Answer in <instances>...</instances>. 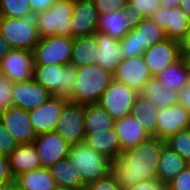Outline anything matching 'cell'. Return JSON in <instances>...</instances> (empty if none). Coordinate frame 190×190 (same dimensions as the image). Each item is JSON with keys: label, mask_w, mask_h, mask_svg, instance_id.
Segmentation results:
<instances>
[{"label": "cell", "mask_w": 190, "mask_h": 190, "mask_svg": "<svg viewBox=\"0 0 190 190\" xmlns=\"http://www.w3.org/2000/svg\"><path fill=\"white\" fill-rule=\"evenodd\" d=\"M165 144L190 163V128L171 135L165 140Z\"/></svg>", "instance_id": "836d02e7"}, {"label": "cell", "mask_w": 190, "mask_h": 190, "mask_svg": "<svg viewBox=\"0 0 190 190\" xmlns=\"http://www.w3.org/2000/svg\"><path fill=\"white\" fill-rule=\"evenodd\" d=\"M113 81V73L96 63L77 68L73 93L67 98L77 104L98 103L102 93Z\"/></svg>", "instance_id": "7a4b0ae2"}, {"label": "cell", "mask_w": 190, "mask_h": 190, "mask_svg": "<svg viewBox=\"0 0 190 190\" xmlns=\"http://www.w3.org/2000/svg\"><path fill=\"white\" fill-rule=\"evenodd\" d=\"M55 190H74V189L57 186Z\"/></svg>", "instance_id": "9f6ffc18"}, {"label": "cell", "mask_w": 190, "mask_h": 190, "mask_svg": "<svg viewBox=\"0 0 190 190\" xmlns=\"http://www.w3.org/2000/svg\"><path fill=\"white\" fill-rule=\"evenodd\" d=\"M84 143L110 160L118 158L123 152L114 128L94 134H85Z\"/></svg>", "instance_id": "603a6c76"}, {"label": "cell", "mask_w": 190, "mask_h": 190, "mask_svg": "<svg viewBox=\"0 0 190 190\" xmlns=\"http://www.w3.org/2000/svg\"><path fill=\"white\" fill-rule=\"evenodd\" d=\"M56 0H30L33 12H41L48 10Z\"/></svg>", "instance_id": "7dc6e473"}, {"label": "cell", "mask_w": 190, "mask_h": 190, "mask_svg": "<svg viewBox=\"0 0 190 190\" xmlns=\"http://www.w3.org/2000/svg\"><path fill=\"white\" fill-rule=\"evenodd\" d=\"M12 50L10 44L4 39L0 32V62L9 54Z\"/></svg>", "instance_id": "681fc988"}, {"label": "cell", "mask_w": 190, "mask_h": 190, "mask_svg": "<svg viewBox=\"0 0 190 190\" xmlns=\"http://www.w3.org/2000/svg\"><path fill=\"white\" fill-rule=\"evenodd\" d=\"M77 68L67 65H35L33 79L53 96L68 98L74 90Z\"/></svg>", "instance_id": "5b68a950"}, {"label": "cell", "mask_w": 190, "mask_h": 190, "mask_svg": "<svg viewBox=\"0 0 190 190\" xmlns=\"http://www.w3.org/2000/svg\"><path fill=\"white\" fill-rule=\"evenodd\" d=\"M120 47L125 59L139 56L138 37L132 30L120 40Z\"/></svg>", "instance_id": "d590c367"}, {"label": "cell", "mask_w": 190, "mask_h": 190, "mask_svg": "<svg viewBox=\"0 0 190 190\" xmlns=\"http://www.w3.org/2000/svg\"><path fill=\"white\" fill-rule=\"evenodd\" d=\"M178 103L190 112V82L178 92Z\"/></svg>", "instance_id": "bcb514c9"}, {"label": "cell", "mask_w": 190, "mask_h": 190, "mask_svg": "<svg viewBox=\"0 0 190 190\" xmlns=\"http://www.w3.org/2000/svg\"><path fill=\"white\" fill-rule=\"evenodd\" d=\"M68 102L67 98L52 96L40 107L28 111L36 135L56 130L57 121Z\"/></svg>", "instance_id": "8fae6325"}, {"label": "cell", "mask_w": 190, "mask_h": 190, "mask_svg": "<svg viewBox=\"0 0 190 190\" xmlns=\"http://www.w3.org/2000/svg\"><path fill=\"white\" fill-rule=\"evenodd\" d=\"M34 52L26 49H12L0 62V73L12 82L29 81L34 76Z\"/></svg>", "instance_id": "30bf717a"}, {"label": "cell", "mask_w": 190, "mask_h": 190, "mask_svg": "<svg viewBox=\"0 0 190 190\" xmlns=\"http://www.w3.org/2000/svg\"><path fill=\"white\" fill-rule=\"evenodd\" d=\"M13 82L5 75L0 73V107L8 109L13 106L12 100Z\"/></svg>", "instance_id": "8d00e7d4"}, {"label": "cell", "mask_w": 190, "mask_h": 190, "mask_svg": "<svg viewBox=\"0 0 190 190\" xmlns=\"http://www.w3.org/2000/svg\"><path fill=\"white\" fill-rule=\"evenodd\" d=\"M190 128V112L180 103L160 108L157 116L156 137L166 140L179 131Z\"/></svg>", "instance_id": "4fadbf2b"}, {"label": "cell", "mask_w": 190, "mask_h": 190, "mask_svg": "<svg viewBox=\"0 0 190 190\" xmlns=\"http://www.w3.org/2000/svg\"><path fill=\"white\" fill-rule=\"evenodd\" d=\"M66 159L77 168L86 185L112 173V160L85 143L71 145Z\"/></svg>", "instance_id": "3957f363"}, {"label": "cell", "mask_w": 190, "mask_h": 190, "mask_svg": "<svg viewBox=\"0 0 190 190\" xmlns=\"http://www.w3.org/2000/svg\"><path fill=\"white\" fill-rule=\"evenodd\" d=\"M73 3L74 0H56L48 10L38 13L40 39L55 35L72 37Z\"/></svg>", "instance_id": "8992f818"}, {"label": "cell", "mask_w": 190, "mask_h": 190, "mask_svg": "<svg viewBox=\"0 0 190 190\" xmlns=\"http://www.w3.org/2000/svg\"><path fill=\"white\" fill-rule=\"evenodd\" d=\"M99 15L110 14L118 10H124L128 0H92Z\"/></svg>", "instance_id": "74e56055"}, {"label": "cell", "mask_w": 190, "mask_h": 190, "mask_svg": "<svg viewBox=\"0 0 190 190\" xmlns=\"http://www.w3.org/2000/svg\"><path fill=\"white\" fill-rule=\"evenodd\" d=\"M0 157H5L4 153L0 149Z\"/></svg>", "instance_id": "6f0895ef"}, {"label": "cell", "mask_w": 190, "mask_h": 190, "mask_svg": "<svg viewBox=\"0 0 190 190\" xmlns=\"http://www.w3.org/2000/svg\"><path fill=\"white\" fill-rule=\"evenodd\" d=\"M14 183L22 190H55L57 185L49 168H39L14 178Z\"/></svg>", "instance_id": "4316f807"}, {"label": "cell", "mask_w": 190, "mask_h": 190, "mask_svg": "<svg viewBox=\"0 0 190 190\" xmlns=\"http://www.w3.org/2000/svg\"><path fill=\"white\" fill-rule=\"evenodd\" d=\"M20 144L10 132L0 124V149L5 156H9Z\"/></svg>", "instance_id": "b9f144b4"}, {"label": "cell", "mask_w": 190, "mask_h": 190, "mask_svg": "<svg viewBox=\"0 0 190 190\" xmlns=\"http://www.w3.org/2000/svg\"><path fill=\"white\" fill-rule=\"evenodd\" d=\"M49 171L57 186L74 190H86L87 185L83 182L79 171L67 159L55 162L49 167Z\"/></svg>", "instance_id": "484cf974"}, {"label": "cell", "mask_w": 190, "mask_h": 190, "mask_svg": "<svg viewBox=\"0 0 190 190\" xmlns=\"http://www.w3.org/2000/svg\"><path fill=\"white\" fill-rule=\"evenodd\" d=\"M86 190H122L113 173L89 183Z\"/></svg>", "instance_id": "ab89813d"}, {"label": "cell", "mask_w": 190, "mask_h": 190, "mask_svg": "<svg viewBox=\"0 0 190 190\" xmlns=\"http://www.w3.org/2000/svg\"><path fill=\"white\" fill-rule=\"evenodd\" d=\"M98 45L95 36L74 37L70 64L76 68L94 64L97 60Z\"/></svg>", "instance_id": "d4e9b609"}, {"label": "cell", "mask_w": 190, "mask_h": 190, "mask_svg": "<svg viewBox=\"0 0 190 190\" xmlns=\"http://www.w3.org/2000/svg\"><path fill=\"white\" fill-rule=\"evenodd\" d=\"M2 125L19 144H30L36 138L28 111L10 107L5 110Z\"/></svg>", "instance_id": "d6986e66"}, {"label": "cell", "mask_w": 190, "mask_h": 190, "mask_svg": "<svg viewBox=\"0 0 190 190\" xmlns=\"http://www.w3.org/2000/svg\"><path fill=\"white\" fill-rule=\"evenodd\" d=\"M94 36L99 50L97 52L96 64L104 70L113 73L116 67L125 60L120 47V40L99 31Z\"/></svg>", "instance_id": "ffe728a7"}, {"label": "cell", "mask_w": 190, "mask_h": 190, "mask_svg": "<svg viewBox=\"0 0 190 190\" xmlns=\"http://www.w3.org/2000/svg\"><path fill=\"white\" fill-rule=\"evenodd\" d=\"M189 163H187L177 152H174L166 144L162 147V154L158 166V180L167 184L176 175L183 171Z\"/></svg>", "instance_id": "83f0119b"}, {"label": "cell", "mask_w": 190, "mask_h": 190, "mask_svg": "<svg viewBox=\"0 0 190 190\" xmlns=\"http://www.w3.org/2000/svg\"><path fill=\"white\" fill-rule=\"evenodd\" d=\"M11 184H0V190H8V187L10 186Z\"/></svg>", "instance_id": "11a10c76"}, {"label": "cell", "mask_w": 190, "mask_h": 190, "mask_svg": "<svg viewBox=\"0 0 190 190\" xmlns=\"http://www.w3.org/2000/svg\"><path fill=\"white\" fill-rule=\"evenodd\" d=\"M152 77L143 56L125 59L113 72V79L125 83L140 92Z\"/></svg>", "instance_id": "ac0fdd59"}, {"label": "cell", "mask_w": 190, "mask_h": 190, "mask_svg": "<svg viewBox=\"0 0 190 190\" xmlns=\"http://www.w3.org/2000/svg\"><path fill=\"white\" fill-rule=\"evenodd\" d=\"M38 12H29L22 18L0 17V32L12 49L33 51L38 44Z\"/></svg>", "instance_id": "277c9868"}, {"label": "cell", "mask_w": 190, "mask_h": 190, "mask_svg": "<svg viewBox=\"0 0 190 190\" xmlns=\"http://www.w3.org/2000/svg\"><path fill=\"white\" fill-rule=\"evenodd\" d=\"M128 3L135 6L144 18H151L160 9V0H128Z\"/></svg>", "instance_id": "f35d334b"}, {"label": "cell", "mask_w": 190, "mask_h": 190, "mask_svg": "<svg viewBox=\"0 0 190 190\" xmlns=\"http://www.w3.org/2000/svg\"><path fill=\"white\" fill-rule=\"evenodd\" d=\"M99 12L92 0H74L71 17L72 38L92 36L97 32Z\"/></svg>", "instance_id": "e0dca14e"}, {"label": "cell", "mask_w": 190, "mask_h": 190, "mask_svg": "<svg viewBox=\"0 0 190 190\" xmlns=\"http://www.w3.org/2000/svg\"><path fill=\"white\" fill-rule=\"evenodd\" d=\"M73 38L50 36L39 40L35 46V65H67L70 64Z\"/></svg>", "instance_id": "ba28073f"}, {"label": "cell", "mask_w": 190, "mask_h": 190, "mask_svg": "<svg viewBox=\"0 0 190 190\" xmlns=\"http://www.w3.org/2000/svg\"><path fill=\"white\" fill-rule=\"evenodd\" d=\"M14 177L11 174L9 158L5 156L0 159V184H13Z\"/></svg>", "instance_id": "f6af8a7d"}, {"label": "cell", "mask_w": 190, "mask_h": 190, "mask_svg": "<svg viewBox=\"0 0 190 190\" xmlns=\"http://www.w3.org/2000/svg\"><path fill=\"white\" fill-rule=\"evenodd\" d=\"M53 95L37 83L34 79L29 81L13 82L12 100L13 106L31 111L40 107Z\"/></svg>", "instance_id": "9a60e30c"}, {"label": "cell", "mask_w": 190, "mask_h": 190, "mask_svg": "<svg viewBox=\"0 0 190 190\" xmlns=\"http://www.w3.org/2000/svg\"><path fill=\"white\" fill-rule=\"evenodd\" d=\"M180 1L181 0H160L161 6L168 9L179 7Z\"/></svg>", "instance_id": "f907efd6"}, {"label": "cell", "mask_w": 190, "mask_h": 190, "mask_svg": "<svg viewBox=\"0 0 190 190\" xmlns=\"http://www.w3.org/2000/svg\"><path fill=\"white\" fill-rule=\"evenodd\" d=\"M97 31L121 40L131 30L128 28L126 9L99 15Z\"/></svg>", "instance_id": "1f68e13d"}, {"label": "cell", "mask_w": 190, "mask_h": 190, "mask_svg": "<svg viewBox=\"0 0 190 190\" xmlns=\"http://www.w3.org/2000/svg\"><path fill=\"white\" fill-rule=\"evenodd\" d=\"M125 190H167V184L161 183L158 179L141 181Z\"/></svg>", "instance_id": "7bdbcfd3"}, {"label": "cell", "mask_w": 190, "mask_h": 190, "mask_svg": "<svg viewBox=\"0 0 190 190\" xmlns=\"http://www.w3.org/2000/svg\"><path fill=\"white\" fill-rule=\"evenodd\" d=\"M32 144L40 158L41 168H49L55 162L66 159L71 146L55 131L38 134Z\"/></svg>", "instance_id": "7c38bea8"}, {"label": "cell", "mask_w": 190, "mask_h": 190, "mask_svg": "<svg viewBox=\"0 0 190 190\" xmlns=\"http://www.w3.org/2000/svg\"><path fill=\"white\" fill-rule=\"evenodd\" d=\"M165 140L150 137L135 147L123 150L112 160V173L122 190L141 181L158 179V166Z\"/></svg>", "instance_id": "6da1fadb"}, {"label": "cell", "mask_w": 190, "mask_h": 190, "mask_svg": "<svg viewBox=\"0 0 190 190\" xmlns=\"http://www.w3.org/2000/svg\"><path fill=\"white\" fill-rule=\"evenodd\" d=\"M85 105L68 102L56 125L55 132L70 145L84 143Z\"/></svg>", "instance_id": "9c48e42d"}, {"label": "cell", "mask_w": 190, "mask_h": 190, "mask_svg": "<svg viewBox=\"0 0 190 190\" xmlns=\"http://www.w3.org/2000/svg\"><path fill=\"white\" fill-rule=\"evenodd\" d=\"M139 41V56L154 44L167 40L165 30L151 18H144L133 30Z\"/></svg>", "instance_id": "f1b7e54d"}, {"label": "cell", "mask_w": 190, "mask_h": 190, "mask_svg": "<svg viewBox=\"0 0 190 190\" xmlns=\"http://www.w3.org/2000/svg\"><path fill=\"white\" fill-rule=\"evenodd\" d=\"M125 9L128 28L133 30L144 19V17L135 6H132L129 3H127Z\"/></svg>", "instance_id": "ee69618b"}, {"label": "cell", "mask_w": 190, "mask_h": 190, "mask_svg": "<svg viewBox=\"0 0 190 190\" xmlns=\"http://www.w3.org/2000/svg\"><path fill=\"white\" fill-rule=\"evenodd\" d=\"M179 7L184 11L190 20V0H181Z\"/></svg>", "instance_id": "816d5d0a"}, {"label": "cell", "mask_w": 190, "mask_h": 190, "mask_svg": "<svg viewBox=\"0 0 190 190\" xmlns=\"http://www.w3.org/2000/svg\"><path fill=\"white\" fill-rule=\"evenodd\" d=\"M12 176L41 168L40 158L32 143L20 144L9 156Z\"/></svg>", "instance_id": "cb8c5ba5"}, {"label": "cell", "mask_w": 190, "mask_h": 190, "mask_svg": "<svg viewBox=\"0 0 190 190\" xmlns=\"http://www.w3.org/2000/svg\"><path fill=\"white\" fill-rule=\"evenodd\" d=\"M159 107L139 95L132 106L131 115L146 129L151 137H156Z\"/></svg>", "instance_id": "f546056e"}, {"label": "cell", "mask_w": 190, "mask_h": 190, "mask_svg": "<svg viewBox=\"0 0 190 190\" xmlns=\"http://www.w3.org/2000/svg\"><path fill=\"white\" fill-rule=\"evenodd\" d=\"M122 150L135 147L151 136L132 115L116 120L114 124Z\"/></svg>", "instance_id": "7402d4cb"}, {"label": "cell", "mask_w": 190, "mask_h": 190, "mask_svg": "<svg viewBox=\"0 0 190 190\" xmlns=\"http://www.w3.org/2000/svg\"><path fill=\"white\" fill-rule=\"evenodd\" d=\"M181 56L190 62V30L186 38L181 42Z\"/></svg>", "instance_id": "c3c4849f"}, {"label": "cell", "mask_w": 190, "mask_h": 190, "mask_svg": "<svg viewBox=\"0 0 190 190\" xmlns=\"http://www.w3.org/2000/svg\"><path fill=\"white\" fill-rule=\"evenodd\" d=\"M156 77L160 79L163 90L179 92L185 84L190 82V62L181 56L176 62L157 74Z\"/></svg>", "instance_id": "44dd1931"}, {"label": "cell", "mask_w": 190, "mask_h": 190, "mask_svg": "<svg viewBox=\"0 0 190 190\" xmlns=\"http://www.w3.org/2000/svg\"><path fill=\"white\" fill-rule=\"evenodd\" d=\"M8 190H22V189H20L15 183H13L8 187Z\"/></svg>", "instance_id": "db71d44e"}, {"label": "cell", "mask_w": 190, "mask_h": 190, "mask_svg": "<svg viewBox=\"0 0 190 190\" xmlns=\"http://www.w3.org/2000/svg\"><path fill=\"white\" fill-rule=\"evenodd\" d=\"M152 76H156L181 57V43L167 39L154 44L142 54Z\"/></svg>", "instance_id": "2e32d148"}, {"label": "cell", "mask_w": 190, "mask_h": 190, "mask_svg": "<svg viewBox=\"0 0 190 190\" xmlns=\"http://www.w3.org/2000/svg\"><path fill=\"white\" fill-rule=\"evenodd\" d=\"M140 95L125 83L113 79L110 86L102 93L98 104L116 121L131 115V109Z\"/></svg>", "instance_id": "52a82bcc"}, {"label": "cell", "mask_w": 190, "mask_h": 190, "mask_svg": "<svg viewBox=\"0 0 190 190\" xmlns=\"http://www.w3.org/2000/svg\"><path fill=\"white\" fill-rule=\"evenodd\" d=\"M151 20L165 30L168 39L179 43L186 38L190 30V20L180 7L172 9L161 7Z\"/></svg>", "instance_id": "5bb4252c"}, {"label": "cell", "mask_w": 190, "mask_h": 190, "mask_svg": "<svg viewBox=\"0 0 190 190\" xmlns=\"http://www.w3.org/2000/svg\"><path fill=\"white\" fill-rule=\"evenodd\" d=\"M5 110H6V109L0 107V124H2V121H3V118H4Z\"/></svg>", "instance_id": "f5cc1de1"}, {"label": "cell", "mask_w": 190, "mask_h": 190, "mask_svg": "<svg viewBox=\"0 0 190 190\" xmlns=\"http://www.w3.org/2000/svg\"><path fill=\"white\" fill-rule=\"evenodd\" d=\"M140 95L152 102L156 107L166 108L178 103V92L163 90L160 79L152 76L143 86Z\"/></svg>", "instance_id": "d6a6232c"}, {"label": "cell", "mask_w": 190, "mask_h": 190, "mask_svg": "<svg viewBox=\"0 0 190 190\" xmlns=\"http://www.w3.org/2000/svg\"><path fill=\"white\" fill-rule=\"evenodd\" d=\"M115 120L98 103L85 104V134H94L114 128Z\"/></svg>", "instance_id": "4dcf8cb0"}, {"label": "cell", "mask_w": 190, "mask_h": 190, "mask_svg": "<svg viewBox=\"0 0 190 190\" xmlns=\"http://www.w3.org/2000/svg\"><path fill=\"white\" fill-rule=\"evenodd\" d=\"M167 190H190V166L167 183Z\"/></svg>", "instance_id": "60d3db41"}, {"label": "cell", "mask_w": 190, "mask_h": 190, "mask_svg": "<svg viewBox=\"0 0 190 190\" xmlns=\"http://www.w3.org/2000/svg\"><path fill=\"white\" fill-rule=\"evenodd\" d=\"M29 12L30 0H0V17L22 18Z\"/></svg>", "instance_id": "e575fe53"}]
</instances>
